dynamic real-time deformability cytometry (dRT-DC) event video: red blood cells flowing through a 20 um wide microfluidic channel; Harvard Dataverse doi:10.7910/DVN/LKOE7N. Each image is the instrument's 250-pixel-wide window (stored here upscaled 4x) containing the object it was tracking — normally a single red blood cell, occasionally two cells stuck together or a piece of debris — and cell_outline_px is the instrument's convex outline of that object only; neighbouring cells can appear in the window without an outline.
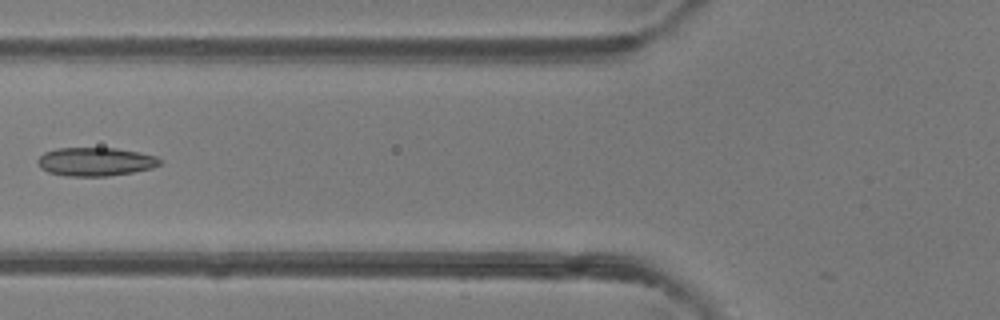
{"species": "common noctule bat (a hibernating species)", "species_latin": "Nyctalus noctula", "temperature_condition": "room temperature", "stored_images_in_passage": 7, "camera_frame_rate_fps": 3000, "um_per_image_px": 0.085, "animal": {"sex": "female"}, "frame": {"image": 1, "passage_image": 6, "time_ms": 1.667, "image_size_px": [1000, 320], "cell_outline_px": [[160, 164], [152, 168], [132, 172], [108, 176], [64, 176], [48, 172], [40, 168], [36, 160], [44, 152], [56, 148], [116, 148], [156, 156], [160, 160]], "centroid_in_image_um": [8.06, 13.74], "position_along_channel_um": 117.7, "area_um2": 20.29}}
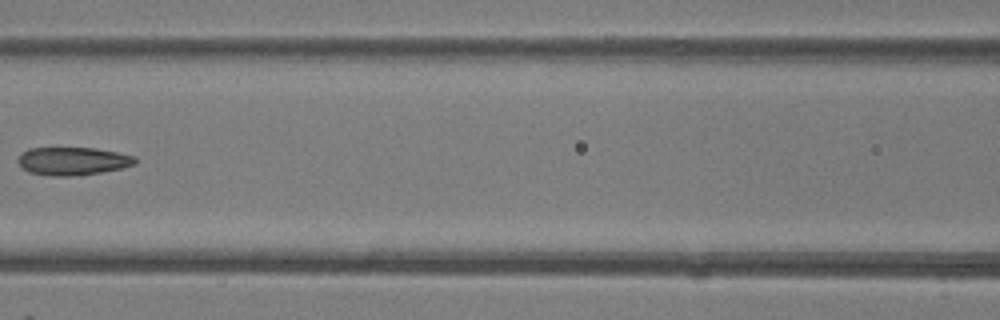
{"frame": {"image": 2, "passage_image": 7, "time_ms": 2.0, "image_size_px": [1000, 320], "cell_outline_px": [[136, 164], [120, 168], [100, 172], [72, 176], [52, 176], [28, 172], [16, 160], [28, 148], [96, 148], [136, 156]], "centroid_in_image_um": [6.19, 13.69], "position_along_channel_um": 160.4, "area_um2": 18.96}}